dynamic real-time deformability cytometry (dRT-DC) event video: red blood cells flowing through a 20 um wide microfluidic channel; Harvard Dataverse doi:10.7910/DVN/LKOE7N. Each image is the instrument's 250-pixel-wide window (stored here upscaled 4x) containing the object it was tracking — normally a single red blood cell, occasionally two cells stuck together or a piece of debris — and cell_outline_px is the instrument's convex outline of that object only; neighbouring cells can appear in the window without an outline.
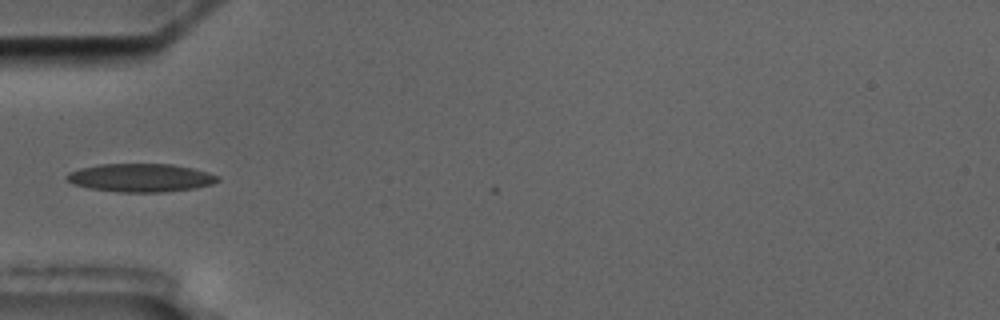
{"species": "common noctule bat (a hibernating species)", "species_latin": "Nyctalus noctula", "temperature_condition": "cold", "stored_images_in_passage": 2, "camera_frame_rate_fps": 3000, "um_per_image_px": 0.085, "animal": {"sex": "male", "body_mass_g": 17.5, "forearm_length_mm": 52.3}, "frame": {"image": 1, "passage_image": 2, "time_ms": 1.0, "image_size_px": [1000, 320], "cell_outline_px": [[220, 180], [212, 184], [192, 188], [164, 192], [120, 192], [92, 188], [72, 184], [64, 176], [68, 172], [80, 168], [100, 164], [172, 164], [192, 168], [208, 172], [220, 176]], "centroid_in_image_um": [11.95, 15.1], "position_along_channel_um": 73.0, "area_um2": 24.8}}